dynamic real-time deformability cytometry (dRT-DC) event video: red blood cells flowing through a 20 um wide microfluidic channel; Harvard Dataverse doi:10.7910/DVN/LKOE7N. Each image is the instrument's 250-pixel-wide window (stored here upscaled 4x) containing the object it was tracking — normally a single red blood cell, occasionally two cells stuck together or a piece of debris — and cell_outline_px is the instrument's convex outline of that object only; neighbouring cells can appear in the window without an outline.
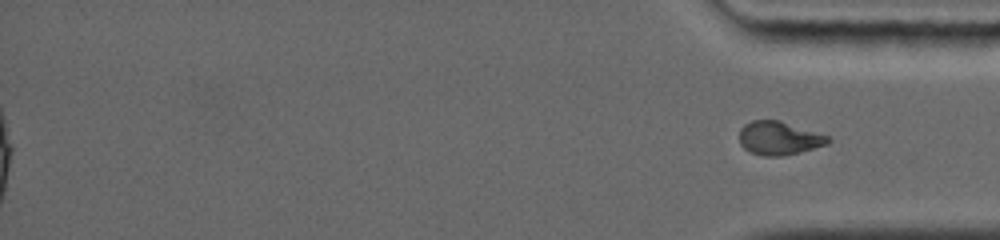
{"species": "common noctule bat (a hibernating species)", "species_latin": "Nyctalus noctula", "temperature_condition": "warm", "stored_images_in_passage": 31, "segment_of_instrument_passage": [2, 2], "camera_frame_rate_fps": 5000, "um_per_image_px": 0.085, "animal": {"sex": "female", "body_mass_g": 19.0, "forearm_length_mm": 56.7}, "frame": {"image": 1, "passage_image": 31, "time_ms": 14.2, "image_size_px": [1000, 240], "cell_outline_px": [[832, 140], [828, 144], [800, 152], [780, 156], [764, 156], [752, 152], [744, 148], [740, 144], [740, 128], [744, 124], [752, 120], [780, 120], [828, 136]], "centroid_in_image_um": [66.21, 11.74], "position_along_channel_um": 369.0, "area_um2": 17.22}}